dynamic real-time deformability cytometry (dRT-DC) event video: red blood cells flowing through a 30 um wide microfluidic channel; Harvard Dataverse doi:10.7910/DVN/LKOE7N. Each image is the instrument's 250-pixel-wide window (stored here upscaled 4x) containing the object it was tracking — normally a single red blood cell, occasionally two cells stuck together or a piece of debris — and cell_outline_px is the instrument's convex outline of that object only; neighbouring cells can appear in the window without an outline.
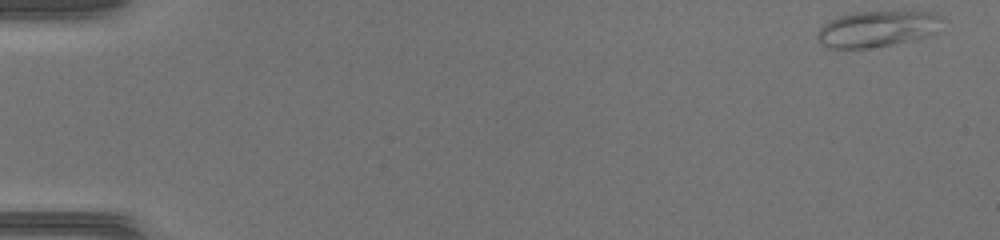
{"species": "common noctule bat (a hibernating species)", "species_latin": "Nyctalus noctula", "temperature_condition": "warm", "stored_images_in_passage": 46, "camera_frame_rate_fps": 3000, "um_per_image_px": 0.085, "animal": {"sex": "female", "body_mass_g": 17.0, "forearm_length_mm": 48.0}, "frame": {"image": 1, "passage_image": 1, "time_ms": 0.0, "image_size_px": [1000, 240], "cell_outline_px": [[944, 16], [940, 32], [928, 36], [892, 44], [864, 48], [828, 48], [820, 44], [816, 36], [816, 32], [828, 20], [836, 16], [852, 12], [932, 12]], "centroid_in_image_um": [74.57, 2.45], "position_along_channel_um": 10.4, "area_um2": 26.59}}
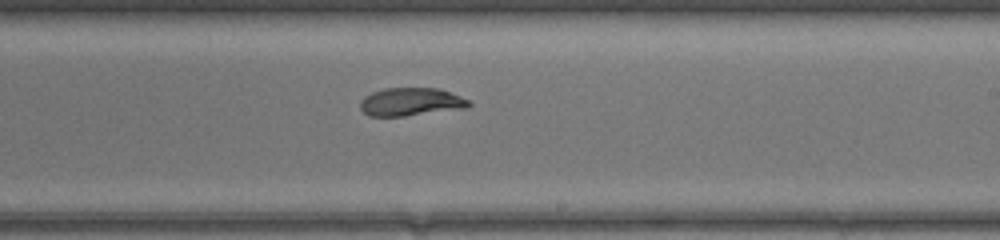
{"frame": {"image": 2, "passage_image": 28, "time_ms": 9.0, "image_size_px": [1000, 240], "cell_outline_px": [[472, 104], [468, 108], [404, 116], [368, 116], [360, 108], [360, 100], [364, 96], [372, 92], [384, 88], [440, 88], [460, 96], [468, 100]], "centroid_in_image_um": [34.92, 8.66], "position_along_channel_um": 254.1, "area_um2": 17.92}}
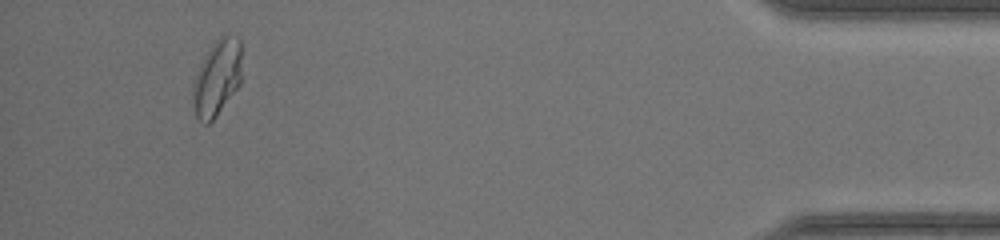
{"frame": {"image": 3, "passage_image": 43, "time_ms": 14.0, "image_size_px": [1000, 240], "cell_outline_px": [[240, 84], [216, 116], [208, 124], [204, 124], [196, 116], [192, 100], [192, 84], [200, 64], [212, 44], [220, 36], [240, 36]], "centroid_in_image_um": [18.42, 6.62], "position_along_channel_um": 416.8, "area_um2": 21.44}}